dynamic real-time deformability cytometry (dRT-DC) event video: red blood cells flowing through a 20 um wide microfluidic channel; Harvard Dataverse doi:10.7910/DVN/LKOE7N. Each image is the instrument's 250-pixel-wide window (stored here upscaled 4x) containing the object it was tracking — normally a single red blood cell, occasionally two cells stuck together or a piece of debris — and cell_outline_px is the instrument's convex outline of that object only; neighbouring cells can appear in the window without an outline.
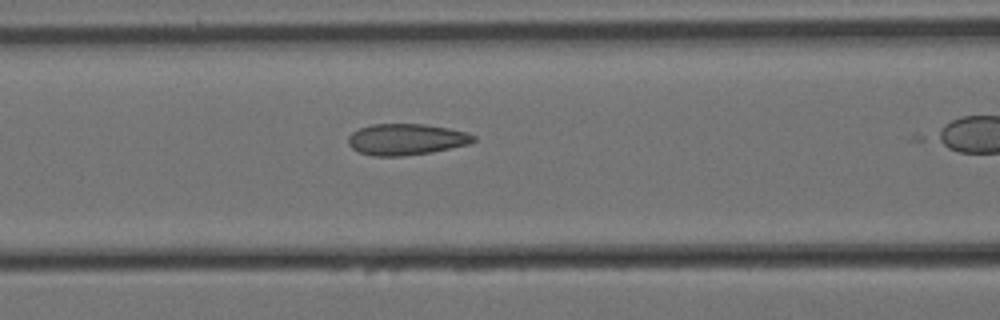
{"species": "Egyptian fruit bat (a non-hibernating species)", "species_latin": "Rousettus aegyptiacus", "temperature_condition": "cold", "stored_images_in_passage": 21, "camera_frame_rate_fps": 3000, "um_per_image_px": 0.085, "animal": {"sex": "female"}, "frame": {"image": 1, "passage_image": 20, "time_ms": 6.333, "image_size_px": [1000, 320], "cell_outline_px": [[476, 140], [468, 144], [432, 152], [404, 156], [372, 156], [360, 152], [352, 148], [348, 144], [348, 136], [352, 132], [360, 128], [372, 124], [424, 124], [448, 128], [468, 132], [476, 136]], "centroid_in_image_um": [34.53, 11.84], "position_along_channel_um": 132.1, "area_um2": 22.89}}